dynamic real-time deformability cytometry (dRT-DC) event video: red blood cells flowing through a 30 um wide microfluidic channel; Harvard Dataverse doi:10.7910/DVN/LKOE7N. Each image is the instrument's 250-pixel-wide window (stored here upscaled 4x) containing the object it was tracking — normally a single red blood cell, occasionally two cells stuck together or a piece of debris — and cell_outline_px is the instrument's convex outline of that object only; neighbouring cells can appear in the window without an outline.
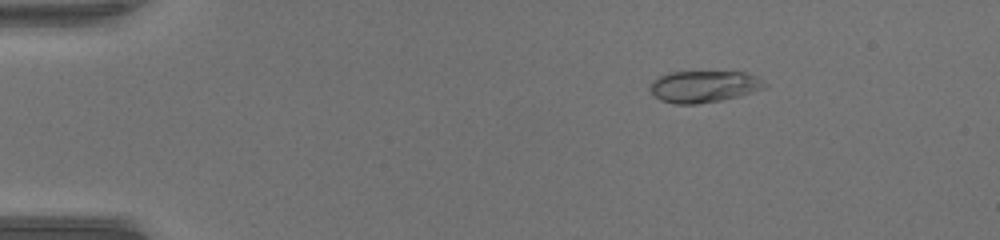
{"species": "common noctule bat (a hibernating species)", "species_latin": "Nyctalus noctula", "temperature_condition": "warm", "stored_images_in_passage": 45, "camera_frame_rate_fps": 3000, "um_per_image_px": 0.085, "animal": {"sex": "female", "body_mass_g": 17.0, "forearm_length_mm": 48.0}, "frame": {"image": 1, "passage_image": 2, "time_ms": 0.333, "image_size_px": [1000, 240], "cell_outline_px": [[768, 84], [764, 88], [752, 92], [720, 100], [696, 104], [676, 104], [660, 100], [648, 88], [652, 80], [668, 72], [744, 72], [756, 76]], "centroid_in_image_um": [59.8, 7.35], "position_along_channel_um": 25.2, "area_um2": 21.04}}
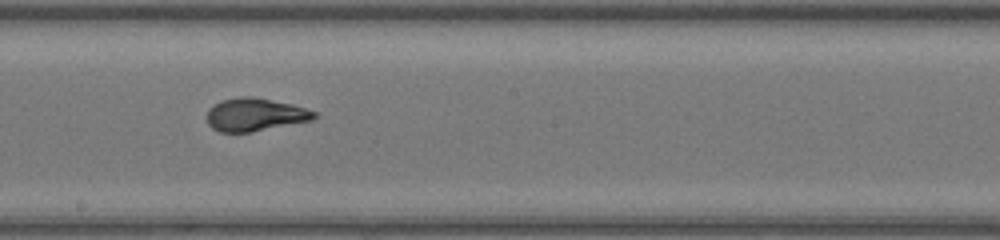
{"frame": {"image": 2, "passage_image": 23, "time_ms": 7.333, "image_size_px": [1000, 240], "cell_outline_px": [[320, 116], [312, 120], [252, 132], [220, 132], [212, 128], [208, 124], [208, 108], [220, 100], [240, 96], [252, 96], [292, 104], [316, 112]], "centroid_in_image_um": [21.68, 9.74], "position_along_channel_um": 226.5, "area_um2": 20.69}}
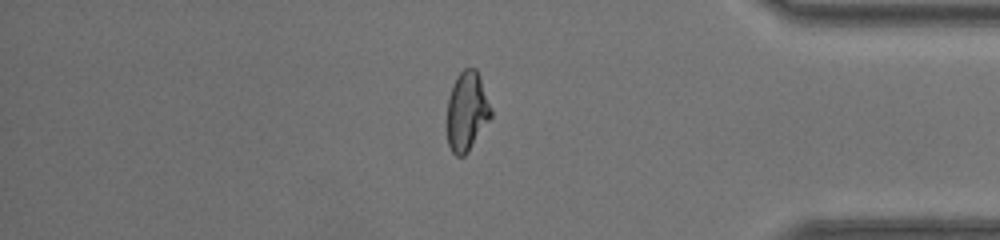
{"frame": {"image": 3, "passage_image": 37, "time_ms": 12.0, "image_size_px": [1000, 240], "cell_outline_px": [[492, 116], [468, 152], [464, 156], [456, 156], [452, 152], [448, 144], [448, 100], [452, 84], [456, 76], [464, 68], [476, 68], [480, 76], [492, 108]], "centroid_in_image_um": [39.7, 9.44], "position_along_channel_um": 395.5, "area_um2": 20.35}, "authors_computed_cell_mechanics": {"area_um2": 20.808, "velocity_mm_per_s": 4.1449, "shape_relaxation_time_tau1_ms": 5.7285, "shape_relaxation_time_tau2_ms": null, "deformation_change_tau1": 0.2689, "deformation_change_tau2": null}}